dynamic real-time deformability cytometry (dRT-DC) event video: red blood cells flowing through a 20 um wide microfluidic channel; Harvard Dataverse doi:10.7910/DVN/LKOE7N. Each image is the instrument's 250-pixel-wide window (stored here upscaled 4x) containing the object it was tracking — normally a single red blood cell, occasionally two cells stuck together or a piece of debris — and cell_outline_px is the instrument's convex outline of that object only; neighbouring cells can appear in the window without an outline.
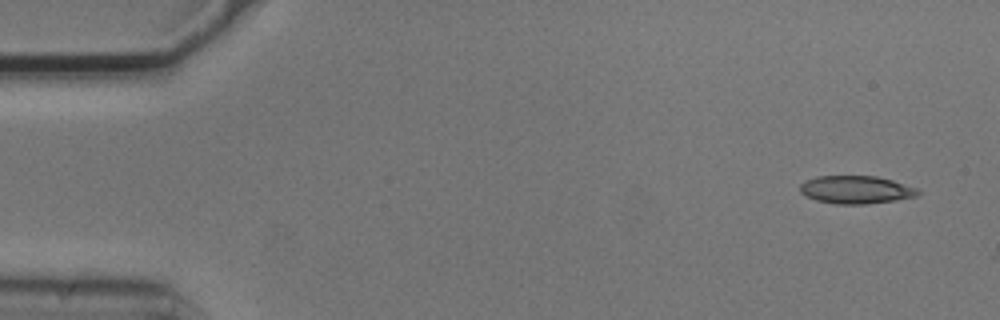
{"species": "common noctule bat (a hibernating species)", "species_latin": "Nyctalus noctula", "temperature_condition": "cold", "stored_images_in_passage": 2, "camera_frame_rate_fps": 3000, "um_per_image_px": 0.085, "animal": {"sex": "male", "body_mass_g": 20.5, "forearm_length_mm": 52.5}, "frame": {"image": 1, "passage_image": 1, "time_ms": 0.0, "image_size_px": [1000, 320], "cell_outline_px": [[920, 192], [916, 196], [896, 200], [868, 204], [836, 204], [816, 200], [800, 192], [800, 184], [804, 180], [816, 176], [876, 176], [892, 180], [916, 188]], "centroid_in_image_um": [72.73, 16.12], "position_along_channel_um": 12.3, "area_um2": 19.13}}